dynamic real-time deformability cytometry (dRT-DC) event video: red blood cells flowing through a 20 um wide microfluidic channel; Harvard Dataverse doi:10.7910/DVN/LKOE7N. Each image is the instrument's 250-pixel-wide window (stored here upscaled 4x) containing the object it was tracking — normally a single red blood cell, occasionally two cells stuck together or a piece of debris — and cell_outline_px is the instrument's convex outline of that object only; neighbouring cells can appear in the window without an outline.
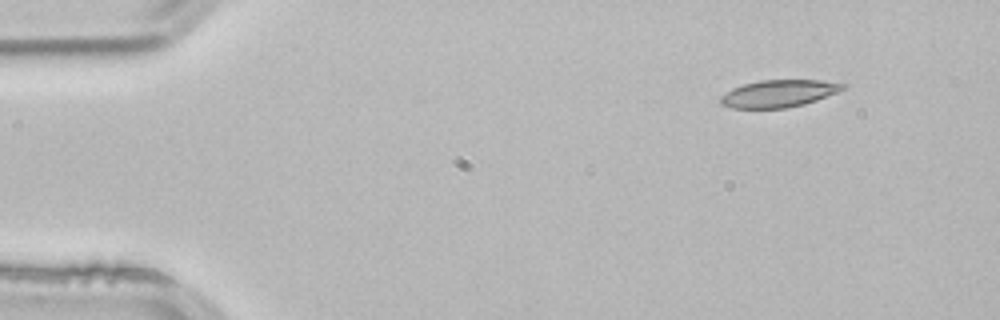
{"species": "common noctule bat (a hibernating species)", "species_latin": "Nyctalus noctula", "temperature_condition": "room temperature", "stored_images_in_passage": 3, "camera_frame_rate_fps": 3000, "um_per_image_px": 0.085, "animal": {"sex": "male", "body_mass_g": 21.5, "forearm_length_mm": 52.0}, "frame": {"image": 1, "passage_image": 1, "time_ms": 0.0, "image_size_px": [1000, 320], "cell_outline_px": [[848, 84], [844, 88], [836, 92], [816, 100], [804, 104], [784, 108], [732, 108], [720, 104], [720, 96], [732, 88], [744, 84], [760, 80], [820, 80]], "centroid_in_image_um": [66.16, 7.94], "position_along_channel_um": 18.8, "area_um2": 19.31}}
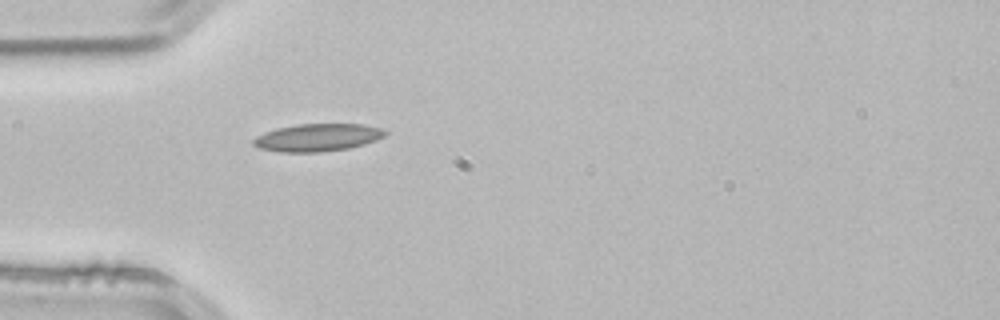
{"frame": {"image": 2, "passage_image": 3, "time_ms": 0.667, "image_size_px": [1000, 320], "cell_outline_px": [[388, 132], [384, 136], [376, 140], [364, 144], [348, 148], [320, 152], [280, 152], [260, 148], [252, 144], [252, 140], [256, 136], [264, 132], [276, 128], [296, 124], [364, 124], [380, 128]], "centroid_in_image_um": [26.97, 11.68], "position_along_channel_um": 58.0, "area_um2": 21.21}}